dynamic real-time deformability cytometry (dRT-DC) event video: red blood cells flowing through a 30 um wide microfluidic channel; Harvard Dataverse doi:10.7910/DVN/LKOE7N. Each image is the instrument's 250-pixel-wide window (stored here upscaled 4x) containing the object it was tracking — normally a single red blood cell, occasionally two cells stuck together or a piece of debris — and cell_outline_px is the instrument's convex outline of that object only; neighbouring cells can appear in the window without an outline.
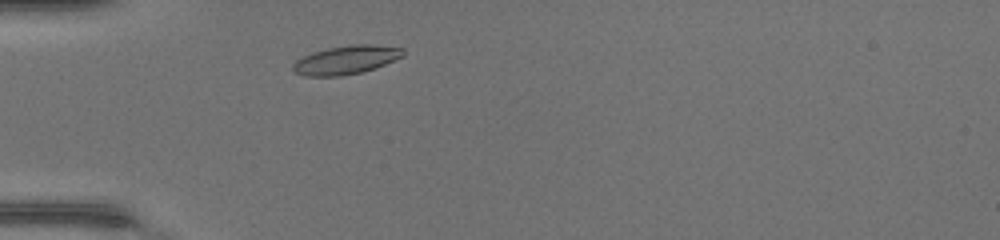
{"species": "common noctule bat (a hibernating species)", "species_latin": "Nyctalus noctula", "temperature_condition": "warm", "stored_images_in_passage": 36, "camera_frame_rate_fps": 3000, "um_per_image_px": 0.085, "animal": {"sex": "female", "body_mass_g": 17.0, "forearm_length_mm": 48.0}, "frame": {"image": 1, "passage_image": 4, "time_ms": 1.0, "image_size_px": [1000, 240], "cell_outline_px": [[404, 56], [376, 68], [360, 72], [340, 76], [304, 76], [296, 72], [292, 68], [292, 64], [296, 60], [312, 52], [328, 48], [352, 44], [372, 44], [404, 48]], "centroid_in_image_um": [29.43, 5.08], "position_along_channel_um": 55.6, "area_um2": 18.38}}
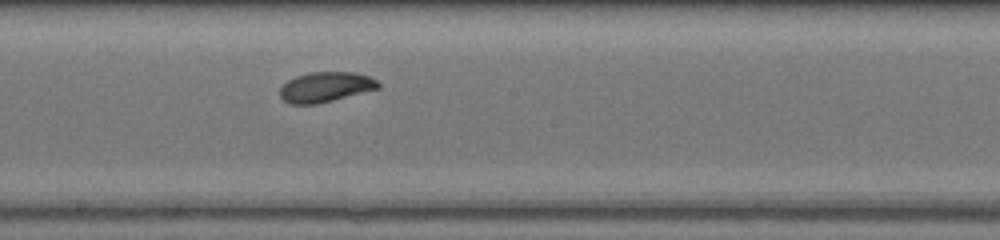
{"frame": {"image": 2, "passage_image": 16, "time_ms": 5.0, "image_size_px": [1000, 240], "cell_outline_px": [[380, 88], [316, 104], [292, 104], [284, 100], [280, 96], [280, 88], [288, 80], [296, 76], [312, 72], [356, 72], [368, 76], [376, 80], [380, 84]], "centroid_in_image_um": [27.68, 7.39], "position_along_channel_um": 220.5, "area_um2": 17.05}}
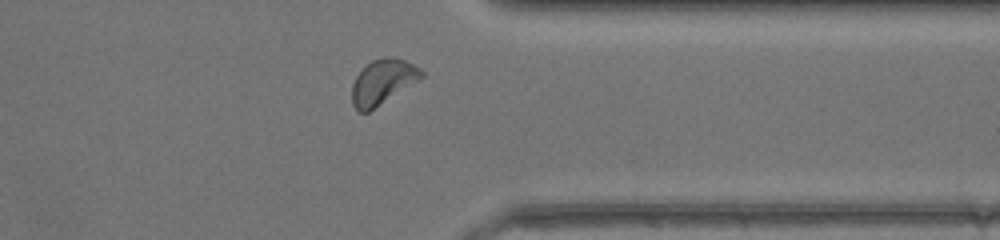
{"frame": {"image": 3, "passage_image": 27, "time_ms": 8.667, "image_size_px": [1000, 240], "cell_outline_px": [[424, 76], [420, 80], [368, 112], [360, 112], [352, 104], [352, 84], [360, 68], [364, 64], [372, 60], [384, 56], [388, 56], [404, 60], [420, 68], [424, 72]], "centroid_in_image_um": [32.52, 6.94], "position_along_channel_um": 378.9, "area_um2": 18.38}, "authors_computed_cell_mechanics": {"area_um2": 17.4267, "velocity_mm_per_s": 4.4212, "shape_relaxation_time_tau1_ms": 1.9693, "shape_relaxation_time_tau2_ms": 2.8922, "deformation_change_tau1": 0.1165, "deformation_change_tau2": 0.0726}}